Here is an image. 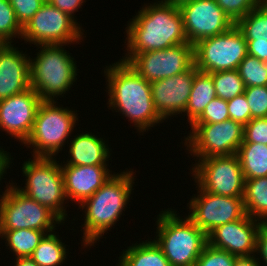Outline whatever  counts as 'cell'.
<instances>
[{"label": "cell", "mask_w": 267, "mask_h": 266, "mask_svg": "<svg viewBox=\"0 0 267 266\" xmlns=\"http://www.w3.org/2000/svg\"><path fill=\"white\" fill-rule=\"evenodd\" d=\"M22 29L10 2L0 0V41L3 44H12L13 38H22Z\"/></svg>", "instance_id": "31"}, {"label": "cell", "mask_w": 267, "mask_h": 266, "mask_svg": "<svg viewBox=\"0 0 267 266\" xmlns=\"http://www.w3.org/2000/svg\"><path fill=\"white\" fill-rule=\"evenodd\" d=\"M120 60L127 62L146 81L153 82L189 70L194 65V46L188 42L162 50L125 53Z\"/></svg>", "instance_id": "13"}, {"label": "cell", "mask_w": 267, "mask_h": 266, "mask_svg": "<svg viewBox=\"0 0 267 266\" xmlns=\"http://www.w3.org/2000/svg\"><path fill=\"white\" fill-rule=\"evenodd\" d=\"M237 70L245 87L267 86V62L247 54Z\"/></svg>", "instance_id": "30"}, {"label": "cell", "mask_w": 267, "mask_h": 266, "mask_svg": "<svg viewBox=\"0 0 267 266\" xmlns=\"http://www.w3.org/2000/svg\"><path fill=\"white\" fill-rule=\"evenodd\" d=\"M179 10L186 38L192 45L223 34L235 25L215 0H192L179 6Z\"/></svg>", "instance_id": "15"}, {"label": "cell", "mask_w": 267, "mask_h": 266, "mask_svg": "<svg viewBox=\"0 0 267 266\" xmlns=\"http://www.w3.org/2000/svg\"><path fill=\"white\" fill-rule=\"evenodd\" d=\"M193 46L194 65L205 73L237 70L248 54L247 41L236 25L223 34L202 39Z\"/></svg>", "instance_id": "11"}, {"label": "cell", "mask_w": 267, "mask_h": 266, "mask_svg": "<svg viewBox=\"0 0 267 266\" xmlns=\"http://www.w3.org/2000/svg\"><path fill=\"white\" fill-rule=\"evenodd\" d=\"M216 90L209 73L198 71L193 80L191 93L183 117H188L191 125L204 111L205 107L215 98Z\"/></svg>", "instance_id": "23"}, {"label": "cell", "mask_w": 267, "mask_h": 266, "mask_svg": "<svg viewBox=\"0 0 267 266\" xmlns=\"http://www.w3.org/2000/svg\"><path fill=\"white\" fill-rule=\"evenodd\" d=\"M56 233L45 234L30 256L38 266H62L66 261L68 249Z\"/></svg>", "instance_id": "26"}, {"label": "cell", "mask_w": 267, "mask_h": 266, "mask_svg": "<svg viewBox=\"0 0 267 266\" xmlns=\"http://www.w3.org/2000/svg\"><path fill=\"white\" fill-rule=\"evenodd\" d=\"M209 74L212 76L217 97L228 101L244 94L245 85L238 70L217 71Z\"/></svg>", "instance_id": "29"}, {"label": "cell", "mask_w": 267, "mask_h": 266, "mask_svg": "<svg viewBox=\"0 0 267 266\" xmlns=\"http://www.w3.org/2000/svg\"><path fill=\"white\" fill-rule=\"evenodd\" d=\"M182 218L176 209L160 211L156 217L154 241L161 248L170 266H195L204 247L208 244L207 234L185 215Z\"/></svg>", "instance_id": "5"}, {"label": "cell", "mask_w": 267, "mask_h": 266, "mask_svg": "<svg viewBox=\"0 0 267 266\" xmlns=\"http://www.w3.org/2000/svg\"><path fill=\"white\" fill-rule=\"evenodd\" d=\"M60 166L67 201L70 199L77 205L91 197L114 174L108 166Z\"/></svg>", "instance_id": "20"}, {"label": "cell", "mask_w": 267, "mask_h": 266, "mask_svg": "<svg viewBox=\"0 0 267 266\" xmlns=\"http://www.w3.org/2000/svg\"><path fill=\"white\" fill-rule=\"evenodd\" d=\"M134 169L114 174L78 207L85 213L81 246L91 248L116 225L130 200L135 183ZM116 173V174H115ZM90 246V247H89Z\"/></svg>", "instance_id": "3"}, {"label": "cell", "mask_w": 267, "mask_h": 266, "mask_svg": "<svg viewBox=\"0 0 267 266\" xmlns=\"http://www.w3.org/2000/svg\"><path fill=\"white\" fill-rule=\"evenodd\" d=\"M68 44H41L35 58L30 57V86L41 101H57L77 80V63ZM63 94V95H62ZM57 98V100L55 99Z\"/></svg>", "instance_id": "4"}, {"label": "cell", "mask_w": 267, "mask_h": 266, "mask_svg": "<svg viewBox=\"0 0 267 266\" xmlns=\"http://www.w3.org/2000/svg\"><path fill=\"white\" fill-rule=\"evenodd\" d=\"M55 157H33L22 164L24 187L15 184L16 188L40 205L48 207L62 221H66L67 197L64 178L59 161Z\"/></svg>", "instance_id": "7"}, {"label": "cell", "mask_w": 267, "mask_h": 266, "mask_svg": "<svg viewBox=\"0 0 267 266\" xmlns=\"http://www.w3.org/2000/svg\"><path fill=\"white\" fill-rule=\"evenodd\" d=\"M5 149L0 146V182L4 179V175L7 173V169H10L13 158H11L10 152L4 151ZM12 159V160H11Z\"/></svg>", "instance_id": "42"}, {"label": "cell", "mask_w": 267, "mask_h": 266, "mask_svg": "<svg viewBox=\"0 0 267 266\" xmlns=\"http://www.w3.org/2000/svg\"><path fill=\"white\" fill-rule=\"evenodd\" d=\"M248 54L267 62V41H247Z\"/></svg>", "instance_id": "41"}, {"label": "cell", "mask_w": 267, "mask_h": 266, "mask_svg": "<svg viewBox=\"0 0 267 266\" xmlns=\"http://www.w3.org/2000/svg\"><path fill=\"white\" fill-rule=\"evenodd\" d=\"M230 119L227 100L215 97L193 123H218Z\"/></svg>", "instance_id": "35"}, {"label": "cell", "mask_w": 267, "mask_h": 266, "mask_svg": "<svg viewBox=\"0 0 267 266\" xmlns=\"http://www.w3.org/2000/svg\"><path fill=\"white\" fill-rule=\"evenodd\" d=\"M255 254L259 255V256H256L258 257L257 260L260 263L261 261L263 262L261 265L267 266V224H262V226L260 227L258 231L257 239H256Z\"/></svg>", "instance_id": "40"}, {"label": "cell", "mask_w": 267, "mask_h": 266, "mask_svg": "<svg viewBox=\"0 0 267 266\" xmlns=\"http://www.w3.org/2000/svg\"><path fill=\"white\" fill-rule=\"evenodd\" d=\"M242 143L267 145V117L252 119L244 125V140Z\"/></svg>", "instance_id": "36"}, {"label": "cell", "mask_w": 267, "mask_h": 266, "mask_svg": "<svg viewBox=\"0 0 267 266\" xmlns=\"http://www.w3.org/2000/svg\"><path fill=\"white\" fill-rule=\"evenodd\" d=\"M161 1L179 7V6H181L182 4L187 3V2H189V1H192V0H161Z\"/></svg>", "instance_id": "45"}, {"label": "cell", "mask_w": 267, "mask_h": 266, "mask_svg": "<svg viewBox=\"0 0 267 266\" xmlns=\"http://www.w3.org/2000/svg\"><path fill=\"white\" fill-rule=\"evenodd\" d=\"M69 144L68 160L60 165L74 166H108L111 149L108 142L94 133L86 131L76 134ZM70 157V158H69ZM70 159V160H69ZM107 162V163H106Z\"/></svg>", "instance_id": "21"}, {"label": "cell", "mask_w": 267, "mask_h": 266, "mask_svg": "<svg viewBox=\"0 0 267 266\" xmlns=\"http://www.w3.org/2000/svg\"><path fill=\"white\" fill-rule=\"evenodd\" d=\"M229 117L245 125L252 120L251 110L244 94L227 101Z\"/></svg>", "instance_id": "38"}, {"label": "cell", "mask_w": 267, "mask_h": 266, "mask_svg": "<svg viewBox=\"0 0 267 266\" xmlns=\"http://www.w3.org/2000/svg\"><path fill=\"white\" fill-rule=\"evenodd\" d=\"M41 102L40 97L31 87L0 100V131H4L23 144L31 133Z\"/></svg>", "instance_id": "16"}, {"label": "cell", "mask_w": 267, "mask_h": 266, "mask_svg": "<svg viewBox=\"0 0 267 266\" xmlns=\"http://www.w3.org/2000/svg\"><path fill=\"white\" fill-rule=\"evenodd\" d=\"M244 95L249 104L252 119L267 117V86L245 87Z\"/></svg>", "instance_id": "32"}, {"label": "cell", "mask_w": 267, "mask_h": 266, "mask_svg": "<svg viewBox=\"0 0 267 266\" xmlns=\"http://www.w3.org/2000/svg\"><path fill=\"white\" fill-rule=\"evenodd\" d=\"M196 190L197 195L194 194L187 204L188 217L207 235L216 227L241 219L246 214L243 198L216 195L199 187Z\"/></svg>", "instance_id": "14"}, {"label": "cell", "mask_w": 267, "mask_h": 266, "mask_svg": "<svg viewBox=\"0 0 267 266\" xmlns=\"http://www.w3.org/2000/svg\"><path fill=\"white\" fill-rule=\"evenodd\" d=\"M199 70L193 65L189 70L150 82L154 107L159 116L166 119L185 112L195 74Z\"/></svg>", "instance_id": "17"}, {"label": "cell", "mask_w": 267, "mask_h": 266, "mask_svg": "<svg viewBox=\"0 0 267 266\" xmlns=\"http://www.w3.org/2000/svg\"><path fill=\"white\" fill-rule=\"evenodd\" d=\"M235 25L246 41H267V9L261 3Z\"/></svg>", "instance_id": "28"}, {"label": "cell", "mask_w": 267, "mask_h": 266, "mask_svg": "<svg viewBox=\"0 0 267 266\" xmlns=\"http://www.w3.org/2000/svg\"><path fill=\"white\" fill-rule=\"evenodd\" d=\"M184 146L195 161L237 154L244 140V125L231 119L218 123H192ZM186 137V138H185Z\"/></svg>", "instance_id": "9"}, {"label": "cell", "mask_w": 267, "mask_h": 266, "mask_svg": "<svg viewBox=\"0 0 267 266\" xmlns=\"http://www.w3.org/2000/svg\"><path fill=\"white\" fill-rule=\"evenodd\" d=\"M237 155L245 180L267 176V145L241 143Z\"/></svg>", "instance_id": "25"}, {"label": "cell", "mask_w": 267, "mask_h": 266, "mask_svg": "<svg viewBox=\"0 0 267 266\" xmlns=\"http://www.w3.org/2000/svg\"><path fill=\"white\" fill-rule=\"evenodd\" d=\"M82 24L45 1L38 12L23 26L22 39L29 44H79L84 36ZM82 40V41H81Z\"/></svg>", "instance_id": "10"}, {"label": "cell", "mask_w": 267, "mask_h": 266, "mask_svg": "<svg viewBox=\"0 0 267 266\" xmlns=\"http://www.w3.org/2000/svg\"><path fill=\"white\" fill-rule=\"evenodd\" d=\"M234 266H262L257 260L256 254L252 256H241L235 258Z\"/></svg>", "instance_id": "43"}, {"label": "cell", "mask_w": 267, "mask_h": 266, "mask_svg": "<svg viewBox=\"0 0 267 266\" xmlns=\"http://www.w3.org/2000/svg\"><path fill=\"white\" fill-rule=\"evenodd\" d=\"M243 204L248 216L267 224V176L245 180Z\"/></svg>", "instance_id": "24"}, {"label": "cell", "mask_w": 267, "mask_h": 266, "mask_svg": "<svg viewBox=\"0 0 267 266\" xmlns=\"http://www.w3.org/2000/svg\"><path fill=\"white\" fill-rule=\"evenodd\" d=\"M14 266H38L31 257L15 258Z\"/></svg>", "instance_id": "44"}, {"label": "cell", "mask_w": 267, "mask_h": 266, "mask_svg": "<svg viewBox=\"0 0 267 266\" xmlns=\"http://www.w3.org/2000/svg\"><path fill=\"white\" fill-rule=\"evenodd\" d=\"M261 4L267 9V0H261Z\"/></svg>", "instance_id": "46"}, {"label": "cell", "mask_w": 267, "mask_h": 266, "mask_svg": "<svg viewBox=\"0 0 267 266\" xmlns=\"http://www.w3.org/2000/svg\"><path fill=\"white\" fill-rule=\"evenodd\" d=\"M14 44L0 47V100L21 93L30 86V56Z\"/></svg>", "instance_id": "19"}, {"label": "cell", "mask_w": 267, "mask_h": 266, "mask_svg": "<svg viewBox=\"0 0 267 266\" xmlns=\"http://www.w3.org/2000/svg\"><path fill=\"white\" fill-rule=\"evenodd\" d=\"M262 224L245 214L241 219L212 230L207 235L208 244L236 257L252 256L255 254L257 234Z\"/></svg>", "instance_id": "18"}, {"label": "cell", "mask_w": 267, "mask_h": 266, "mask_svg": "<svg viewBox=\"0 0 267 266\" xmlns=\"http://www.w3.org/2000/svg\"><path fill=\"white\" fill-rule=\"evenodd\" d=\"M151 3H144L128 22L125 52L143 53L188 43L179 7L161 0Z\"/></svg>", "instance_id": "2"}, {"label": "cell", "mask_w": 267, "mask_h": 266, "mask_svg": "<svg viewBox=\"0 0 267 266\" xmlns=\"http://www.w3.org/2000/svg\"><path fill=\"white\" fill-rule=\"evenodd\" d=\"M218 6L236 23L255 9L261 0H215Z\"/></svg>", "instance_id": "34"}, {"label": "cell", "mask_w": 267, "mask_h": 266, "mask_svg": "<svg viewBox=\"0 0 267 266\" xmlns=\"http://www.w3.org/2000/svg\"><path fill=\"white\" fill-rule=\"evenodd\" d=\"M17 20L24 26L41 8L46 0H8Z\"/></svg>", "instance_id": "37"}, {"label": "cell", "mask_w": 267, "mask_h": 266, "mask_svg": "<svg viewBox=\"0 0 267 266\" xmlns=\"http://www.w3.org/2000/svg\"><path fill=\"white\" fill-rule=\"evenodd\" d=\"M1 184V183H0ZM3 193L4 192H2V195L0 194V204H1V198L3 197Z\"/></svg>", "instance_id": "47"}, {"label": "cell", "mask_w": 267, "mask_h": 266, "mask_svg": "<svg viewBox=\"0 0 267 266\" xmlns=\"http://www.w3.org/2000/svg\"><path fill=\"white\" fill-rule=\"evenodd\" d=\"M54 7L58 8L59 10L63 11L64 13L68 14L71 18H73L76 22V14L75 12H79L78 9L82 8L83 3L86 0H46ZM75 17V18H74Z\"/></svg>", "instance_id": "39"}, {"label": "cell", "mask_w": 267, "mask_h": 266, "mask_svg": "<svg viewBox=\"0 0 267 266\" xmlns=\"http://www.w3.org/2000/svg\"><path fill=\"white\" fill-rule=\"evenodd\" d=\"M152 239L123 249L117 266H170L161 248Z\"/></svg>", "instance_id": "22"}, {"label": "cell", "mask_w": 267, "mask_h": 266, "mask_svg": "<svg viewBox=\"0 0 267 266\" xmlns=\"http://www.w3.org/2000/svg\"><path fill=\"white\" fill-rule=\"evenodd\" d=\"M235 258V255L227 251L214 248L207 244L197 259L195 266H234Z\"/></svg>", "instance_id": "33"}, {"label": "cell", "mask_w": 267, "mask_h": 266, "mask_svg": "<svg viewBox=\"0 0 267 266\" xmlns=\"http://www.w3.org/2000/svg\"><path fill=\"white\" fill-rule=\"evenodd\" d=\"M190 171L197 183L195 188L216 195L243 198L245 178L237 154L199 159Z\"/></svg>", "instance_id": "12"}, {"label": "cell", "mask_w": 267, "mask_h": 266, "mask_svg": "<svg viewBox=\"0 0 267 266\" xmlns=\"http://www.w3.org/2000/svg\"><path fill=\"white\" fill-rule=\"evenodd\" d=\"M78 117L77 110L63 108L57 101H42L24 147L34 148L33 157H56L66 143L68 146L67 139L72 137Z\"/></svg>", "instance_id": "6"}, {"label": "cell", "mask_w": 267, "mask_h": 266, "mask_svg": "<svg viewBox=\"0 0 267 266\" xmlns=\"http://www.w3.org/2000/svg\"><path fill=\"white\" fill-rule=\"evenodd\" d=\"M0 204V230L35 229L46 234L64 222L48 207L18 190L14 182L6 184ZM57 224V225H56Z\"/></svg>", "instance_id": "8"}, {"label": "cell", "mask_w": 267, "mask_h": 266, "mask_svg": "<svg viewBox=\"0 0 267 266\" xmlns=\"http://www.w3.org/2000/svg\"><path fill=\"white\" fill-rule=\"evenodd\" d=\"M111 65L106 66L103 73L109 96L108 109L120 112L134 124L138 133L144 134L162 123L164 120L154 107L150 82L125 61L118 60Z\"/></svg>", "instance_id": "1"}, {"label": "cell", "mask_w": 267, "mask_h": 266, "mask_svg": "<svg viewBox=\"0 0 267 266\" xmlns=\"http://www.w3.org/2000/svg\"><path fill=\"white\" fill-rule=\"evenodd\" d=\"M46 233L35 229L0 230L1 240H5L14 258L30 257ZM9 246V247H8Z\"/></svg>", "instance_id": "27"}]
</instances>
